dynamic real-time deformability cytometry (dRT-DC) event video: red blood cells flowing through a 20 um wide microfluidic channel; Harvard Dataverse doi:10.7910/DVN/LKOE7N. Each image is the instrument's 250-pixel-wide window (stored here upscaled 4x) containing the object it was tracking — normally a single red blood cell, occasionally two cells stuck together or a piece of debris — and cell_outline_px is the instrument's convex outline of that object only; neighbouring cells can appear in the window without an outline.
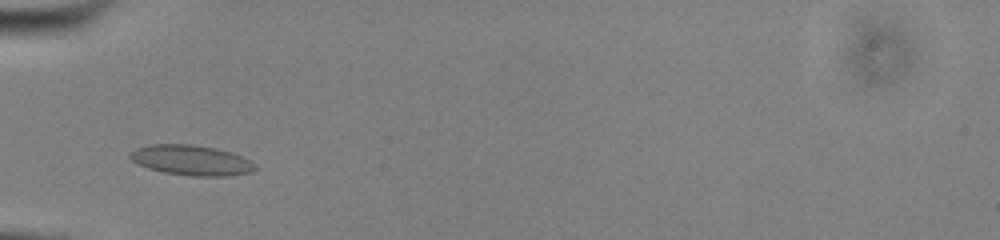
{"species": "common noctule bat (a hibernating species)", "species_latin": "Nyctalus noctula", "temperature_condition": "cold", "stored_images_in_passage": 35, "camera_frame_rate_fps": 3000, "um_per_image_px": 0.085, "animal": {"sex": "male", "body_mass_g": 13.0, "forearm_length_mm": 53.1}, "frame": {"image": 1, "passage_image": 1, "time_ms": 0.0, "image_size_px": [1000, 240], "cell_outline_px": [[256, 168], [252, 172], [228, 176], [192, 176], [164, 172], [148, 168], [132, 160], [128, 156], [136, 148], [148, 144], [192, 144], [216, 148], [232, 152], [248, 160]], "centroid_in_image_um": [16.25, 13.61], "position_along_channel_um": 68.8, "area_um2": 21.85}}
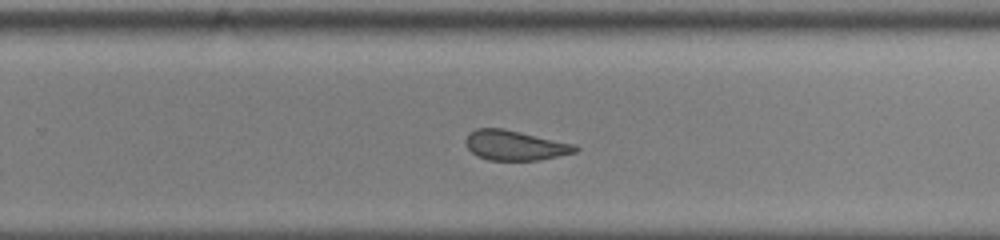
{"frame": {"image": 2, "passage_image": 18, "time_ms": 5.667, "image_size_px": [1000, 240], "cell_outline_px": [[580, 148], [576, 152], [540, 160], [488, 160], [476, 156], [468, 148], [464, 140], [468, 132], [476, 128], [504, 128], [576, 144]], "centroid_in_image_um": [43.76, 12.34], "position_along_channel_um": 286.0, "area_um2": 19.36}}
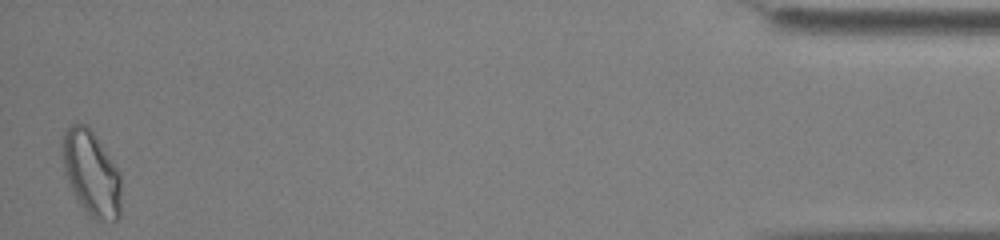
{"frame": {"image": 3, "passage_image": 35, "time_ms": 11.333, "image_size_px": [1000, 240], "cell_outline_px": [[120, 216], [116, 220], [96, 220], [84, 208], [76, 196], [64, 172], [60, 156], [60, 144], [64, 128], [72, 124], [88, 124], [120, 172]], "centroid_in_image_um": [7.72, 14.64], "position_along_channel_um": 427.5, "area_um2": 29.25}, "authors_computed_cell_mechanics": {"area_um2": 20.1144, "velocity_mm_per_s": 3.8822, "shape_relaxation_time_tau1_ms": null, "shape_relaxation_time_tau2_ms": 1.5028, "deformation_change_tau1": null, "deformation_change_tau2": 0.0596}}